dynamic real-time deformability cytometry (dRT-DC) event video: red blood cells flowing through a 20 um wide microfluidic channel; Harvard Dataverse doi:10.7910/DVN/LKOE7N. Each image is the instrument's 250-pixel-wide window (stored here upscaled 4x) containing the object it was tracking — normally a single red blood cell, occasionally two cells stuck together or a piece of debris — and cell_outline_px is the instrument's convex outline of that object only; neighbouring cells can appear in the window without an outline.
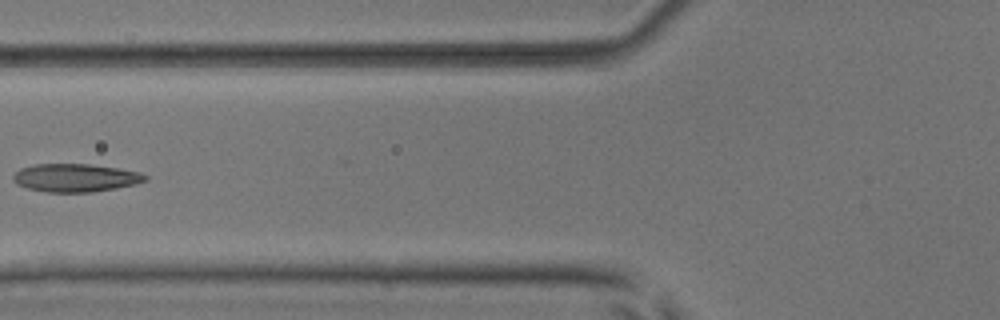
{"species": "common noctule bat (a hibernating species)", "species_latin": "Nyctalus noctula", "temperature_condition": "room temperature", "stored_images_in_passage": 7, "camera_frame_rate_fps": 3000, "um_per_image_px": 0.085, "animal": {"sex": "male", "body_mass_g": 17.9, "forearm_length_mm": 54.2}, "frame": {"image": 1, "passage_image": 6, "time_ms": 5.667, "image_size_px": [1000, 320], "cell_outline_px": [[148, 180], [136, 184], [116, 188], [92, 192], [48, 192], [28, 188], [16, 184], [12, 180], [12, 176], [20, 168], [36, 164], [88, 164], [116, 168], [140, 172], [148, 176]], "centroid_in_image_um": [6.41, 15.11], "position_along_channel_um": 119.4, "area_um2": 21.62}}
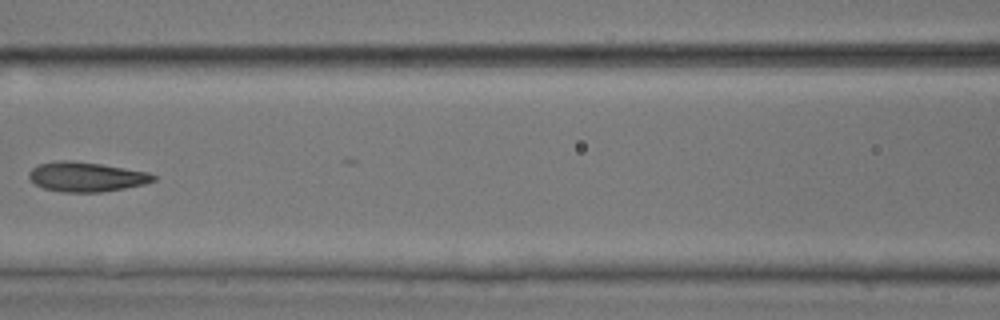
{"frame": {"image": 2, "passage_image": 7, "time_ms": 6.667, "image_size_px": [1000, 320], "cell_outline_px": [[156, 180], [144, 184], [124, 188], [100, 192], [64, 192], [44, 188], [36, 184], [28, 176], [28, 172], [32, 168], [40, 164], [60, 160], [72, 160], [100, 164], [148, 172], [156, 176]], "centroid_in_image_um": [7.33, 15.02], "position_along_channel_um": 159.3, "area_um2": 21.27}}